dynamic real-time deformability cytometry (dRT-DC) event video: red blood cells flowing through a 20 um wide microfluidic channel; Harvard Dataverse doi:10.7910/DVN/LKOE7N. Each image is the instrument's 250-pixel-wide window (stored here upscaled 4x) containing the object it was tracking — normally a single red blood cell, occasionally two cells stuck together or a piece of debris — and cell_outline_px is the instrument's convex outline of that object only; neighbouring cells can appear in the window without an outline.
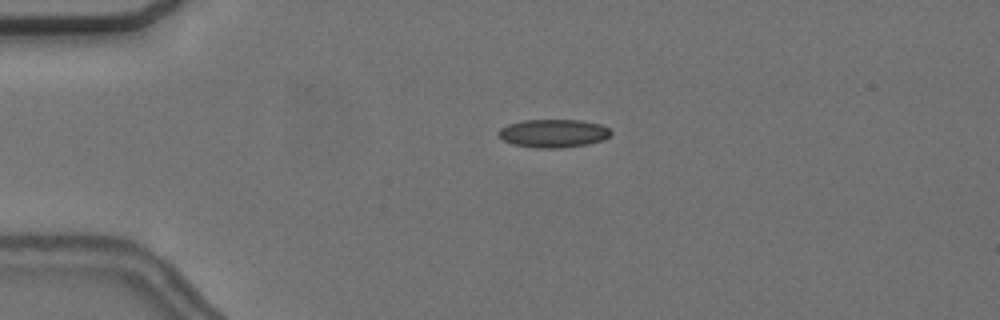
{"species": "common noctule bat (a hibernating species)", "species_latin": "Nyctalus noctula", "temperature_condition": "cold", "stored_images_in_passage": 2, "camera_frame_rate_fps": 3000, "um_per_image_px": 0.085, "animal": {"sex": "female", "body_mass_g": 24.6, "forearm_length_mm": 56.2}, "frame": {"image": 1, "passage_image": 1, "time_ms": 0.0, "image_size_px": [1000, 320], "cell_outline_px": [[612, 132], [604, 140], [588, 144], [560, 148], [536, 148], [512, 144], [504, 140], [496, 132], [500, 128], [508, 124], [524, 120], [580, 120], [600, 124], [608, 128]], "centroid_in_image_um": [47.03, 11.33], "position_along_channel_um": 38.0, "area_um2": 18.5}}